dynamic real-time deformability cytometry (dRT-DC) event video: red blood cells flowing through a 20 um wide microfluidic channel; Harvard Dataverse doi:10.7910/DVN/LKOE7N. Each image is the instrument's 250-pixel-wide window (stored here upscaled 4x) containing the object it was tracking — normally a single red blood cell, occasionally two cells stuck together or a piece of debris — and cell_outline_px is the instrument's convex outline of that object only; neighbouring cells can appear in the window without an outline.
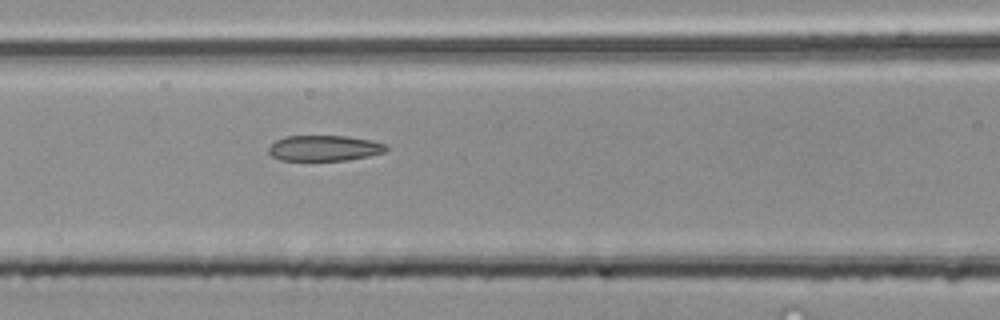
{"species": "common noctule bat (a hibernating species)", "species_latin": "Nyctalus noctula", "temperature_condition": "room temperature", "stored_images_in_passage": 50, "segment_of_instrument_passage": [2, 2], "camera_frame_rate_fps": 3000, "um_per_image_px": 0.085, "animal": {"sex": "male", "body_mass_g": 20.4}, "frame": {"image": 1, "passage_image": 22, "time_ms": 7.0, "image_size_px": [1000, 320], "cell_outline_px": [[388, 152], [348, 160], [280, 160], [272, 156], [268, 152], [268, 148], [276, 140], [284, 136], [348, 136], [372, 140], [388, 144]], "centroid_in_image_um": [27.62, 12.59], "position_along_channel_um": 139.0, "area_um2": 17.74}}
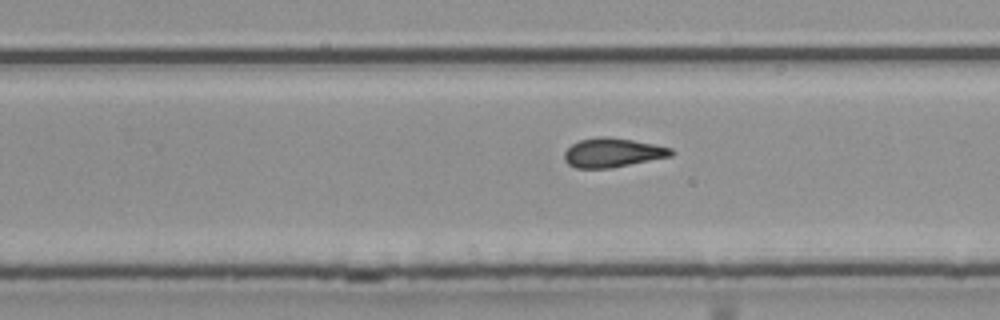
{"frame": {"image": 2, "passage_image": 32, "time_ms": 10.333, "image_size_px": [1000, 320], "cell_outline_px": [[672, 156], [608, 168], [576, 168], [568, 164], [564, 160], [564, 152], [572, 144], [580, 140], [596, 136], [604, 136], [632, 140], [672, 148]], "centroid_in_image_um": [52.02, 12.97], "position_along_channel_um": 277.8, "area_um2": 17.92}}
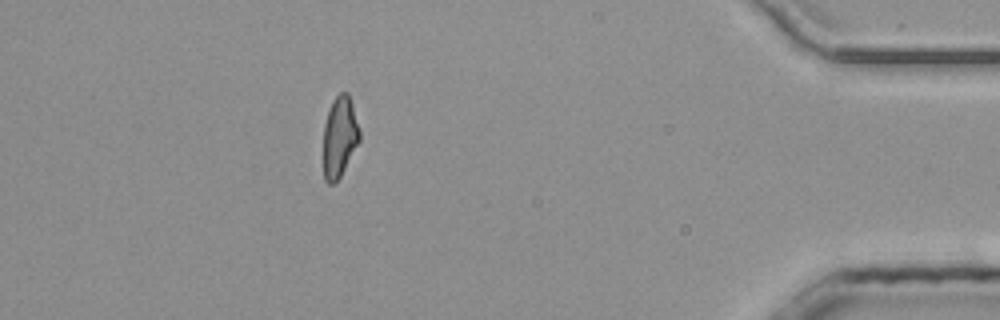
{"frame": {"image": 3, "passage_image": 45, "time_ms": 14.667, "image_size_px": [1000, 320], "cell_outline_px": [[360, 140], [340, 176], [332, 184], [328, 184], [324, 180], [324, 124], [332, 100], [340, 92], [348, 92], [352, 104], [360, 132]], "centroid_in_image_um": [28.86, 11.61], "position_along_channel_um": 406.3, "area_um2": 16.82}}